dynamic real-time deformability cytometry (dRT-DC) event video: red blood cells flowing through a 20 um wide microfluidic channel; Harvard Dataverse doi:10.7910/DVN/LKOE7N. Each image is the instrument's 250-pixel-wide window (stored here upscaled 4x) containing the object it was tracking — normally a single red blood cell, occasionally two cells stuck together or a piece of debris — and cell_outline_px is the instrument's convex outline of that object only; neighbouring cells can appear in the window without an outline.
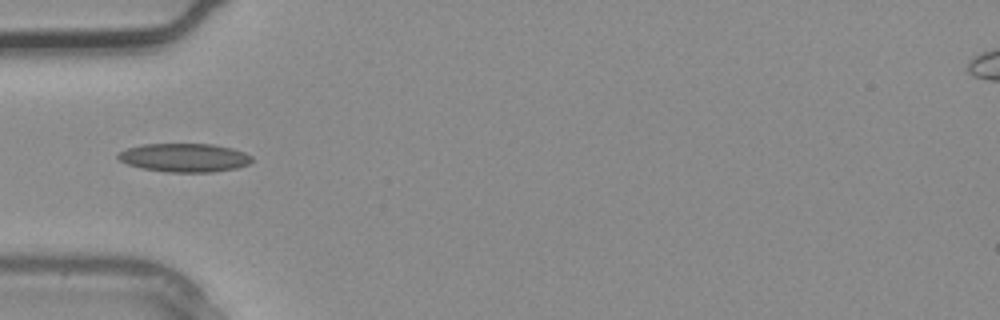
{"species": "common noctule bat (a hibernating species)", "species_latin": "Nyctalus noctula", "temperature_condition": "warm", "stored_images_in_passage": 3, "camera_frame_rate_fps": 3000, "um_per_image_px": 0.085, "animal": {"sex": "male", "body_mass_g": 20.4}, "frame": {"image": 1, "passage_image": 3, "time_ms": 0.667, "image_size_px": [1000, 320], "cell_outline_px": [[252, 160], [248, 164], [236, 168], [212, 172], [164, 172], [144, 168], [128, 164], [120, 160], [116, 156], [116, 152], [140, 144], [212, 144], [232, 148], [244, 152], [252, 156]], "centroid_in_image_um": [15.66, 13.39], "position_along_channel_um": 69.3, "area_um2": 22.31}}